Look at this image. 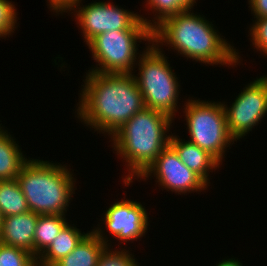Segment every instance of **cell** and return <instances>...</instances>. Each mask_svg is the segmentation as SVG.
<instances>
[{
	"mask_svg": "<svg viewBox=\"0 0 267 266\" xmlns=\"http://www.w3.org/2000/svg\"><path fill=\"white\" fill-rule=\"evenodd\" d=\"M77 104V118L94 131L112 136L145 108L133 73L88 71Z\"/></svg>",
	"mask_w": 267,
	"mask_h": 266,
	"instance_id": "obj_1",
	"label": "cell"
},
{
	"mask_svg": "<svg viewBox=\"0 0 267 266\" xmlns=\"http://www.w3.org/2000/svg\"><path fill=\"white\" fill-rule=\"evenodd\" d=\"M191 11L189 9L165 19L152 31V41L157 46L169 45L168 47L187 57V60L191 58L213 66L238 65L241 56L234 46L218 34L212 22L209 23L204 15H194Z\"/></svg>",
	"mask_w": 267,
	"mask_h": 266,
	"instance_id": "obj_2",
	"label": "cell"
},
{
	"mask_svg": "<svg viewBox=\"0 0 267 266\" xmlns=\"http://www.w3.org/2000/svg\"><path fill=\"white\" fill-rule=\"evenodd\" d=\"M172 122L167 114L145 107L110 137L113 150L127 163L124 186L138 178L169 145L171 134L167 132Z\"/></svg>",
	"mask_w": 267,
	"mask_h": 266,
	"instance_id": "obj_3",
	"label": "cell"
},
{
	"mask_svg": "<svg viewBox=\"0 0 267 266\" xmlns=\"http://www.w3.org/2000/svg\"><path fill=\"white\" fill-rule=\"evenodd\" d=\"M68 169L60 163L29 158L16 179L30 211L38 215H66L76 190L75 178Z\"/></svg>",
	"mask_w": 267,
	"mask_h": 266,
	"instance_id": "obj_4",
	"label": "cell"
},
{
	"mask_svg": "<svg viewBox=\"0 0 267 266\" xmlns=\"http://www.w3.org/2000/svg\"><path fill=\"white\" fill-rule=\"evenodd\" d=\"M146 47L137 56L139 72L137 76L134 75L145 107L167 114L174 120L180 90L178 78L161 51V46L152 41Z\"/></svg>",
	"mask_w": 267,
	"mask_h": 266,
	"instance_id": "obj_5",
	"label": "cell"
},
{
	"mask_svg": "<svg viewBox=\"0 0 267 266\" xmlns=\"http://www.w3.org/2000/svg\"><path fill=\"white\" fill-rule=\"evenodd\" d=\"M184 104L183 113L190 134L188 141L207 151L222 164L226 148L235 141L228 131L223 102L187 99Z\"/></svg>",
	"mask_w": 267,
	"mask_h": 266,
	"instance_id": "obj_6",
	"label": "cell"
},
{
	"mask_svg": "<svg viewBox=\"0 0 267 266\" xmlns=\"http://www.w3.org/2000/svg\"><path fill=\"white\" fill-rule=\"evenodd\" d=\"M141 40L152 43V30H114L97 35L87 46L92 52L93 60L99 64L88 71L133 73V68L138 63L136 56L140 54L137 53V42H142Z\"/></svg>",
	"mask_w": 267,
	"mask_h": 266,
	"instance_id": "obj_7",
	"label": "cell"
},
{
	"mask_svg": "<svg viewBox=\"0 0 267 266\" xmlns=\"http://www.w3.org/2000/svg\"><path fill=\"white\" fill-rule=\"evenodd\" d=\"M82 0L73 1L63 12L74 11V16L79 24L88 44L97 35L114 30H152L150 19L142 15L118 7L109 2H91L88 5L80 3ZM78 7V8H77ZM78 9V10H76ZM77 14V15H76Z\"/></svg>",
	"mask_w": 267,
	"mask_h": 266,
	"instance_id": "obj_8",
	"label": "cell"
},
{
	"mask_svg": "<svg viewBox=\"0 0 267 266\" xmlns=\"http://www.w3.org/2000/svg\"><path fill=\"white\" fill-rule=\"evenodd\" d=\"M230 136L240 140L260 124L267 113V75L250 82L230 107L223 103Z\"/></svg>",
	"mask_w": 267,
	"mask_h": 266,
	"instance_id": "obj_9",
	"label": "cell"
},
{
	"mask_svg": "<svg viewBox=\"0 0 267 266\" xmlns=\"http://www.w3.org/2000/svg\"><path fill=\"white\" fill-rule=\"evenodd\" d=\"M154 175L156 182L167 191L181 195L207 189V184L182 163L176 151L168 145L148 168L138 177L147 179ZM158 179V180H157Z\"/></svg>",
	"mask_w": 267,
	"mask_h": 266,
	"instance_id": "obj_10",
	"label": "cell"
},
{
	"mask_svg": "<svg viewBox=\"0 0 267 266\" xmlns=\"http://www.w3.org/2000/svg\"><path fill=\"white\" fill-rule=\"evenodd\" d=\"M148 218L141 203L123 199L106 209L102 221L106 230L121 241V245L123 242L137 241L145 236L149 225Z\"/></svg>",
	"mask_w": 267,
	"mask_h": 266,
	"instance_id": "obj_11",
	"label": "cell"
},
{
	"mask_svg": "<svg viewBox=\"0 0 267 266\" xmlns=\"http://www.w3.org/2000/svg\"><path fill=\"white\" fill-rule=\"evenodd\" d=\"M38 217L32 211L2 217L0 243L24 249L34 255V234Z\"/></svg>",
	"mask_w": 267,
	"mask_h": 266,
	"instance_id": "obj_12",
	"label": "cell"
},
{
	"mask_svg": "<svg viewBox=\"0 0 267 266\" xmlns=\"http://www.w3.org/2000/svg\"><path fill=\"white\" fill-rule=\"evenodd\" d=\"M94 228L81 239L75 249L59 260L54 266H97L99 256L110 243L104 236L103 228Z\"/></svg>",
	"mask_w": 267,
	"mask_h": 266,
	"instance_id": "obj_13",
	"label": "cell"
},
{
	"mask_svg": "<svg viewBox=\"0 0 267 266\" xmlns=\"http://www.w3.org/2000/svg\"><path fill=\"white\" fill-rule=\"evenodd\" d=\"M178 137V135L173 136L172 134L169 145L176 151L182 163L209 185V171L219 168L220 163L196 144L190 141H183Z\"/></svg>",
	"mask_w": 267,
	"mask_h": 266,
	"instance_id": "obj_14",
	"label": "cell"
},
{
	"mask_svg": "<svg viewBox=\"0 0 267 266\" xmlns=\"http://www.w3.org/2000/svg\"><path fill=\"white\" fill-rule=\"evenodd\" d=\"M86 234L67 223L51 245L37 258V266H54L71 253Z\"/></svg>",
	"mask_w": 267,
	"mask_h": 266,
	"instance_id": "obj_15",
	"label": "cell"
},
{
	"mask_svg": "<svg viewBox=\"0 0 267 266\" xmlns=\"http://www.w3.org/2000/svg\"><path fill=\"white\" fill-rule=\"evenodd\" d=\"M2 128L0 126V181L16 179L29 160L14 141L16 139Z\"/></svg>",
	"mask_w": 267,
	"mask_h": 266,
	"instance_id": "obj_16",
	"label": "cell"
},
{
	"mask_svg": "<svg viewBox=\"0 0 267 266\" xmlns=\"http://www.w3.org/2000/svg\"><path fill=\"white\" fill-rule=\"evenodd\" d=\"M65 215H39L34 234V256L38 258L68 223Z\"/></svg>",
	"mask_w": 267,
	"mask_h": 266,
	"instance_id": "obj_17",
	"label": "cell"
},
{
	"mask_svg": "<svg viewBox=\"0 0 267 266\" xmlns=\"http://www.w3.org/2000/svg\"><path fill=\"white\" fill-rule=\"evenodd\" d=\"M30 211L17 179L0 181L1 217L19 215Z\"/></svg>",
	"mask_w": 267,
	"mask_h": 266,
	"instance_id": "obj_18",
	"label": "cell"
},
{
	"mask_svg": "<svg viewBox=\"0 0 267 266\" xmlns=\"http://www.w3.org/2000/svg\"><path fill=\"white\" fill-rule=\"evenodd\" d=\"M197 0H146L148 9L156 13L152 20V31L160 25L165 19L178 13L193 9ZM157 15V16H156ZM157 22H156V21Z\"/></svg>",
	"mask_w": 267,
	"mask_h": 266,
	"instance_id": "obj_19",
	"label": "cell"
},
{
	"mask_svg": "<svg viewBox=\"0 0 267 266\" xmlns=\"http://www.w3.org/2000/svg\"><path fill=\"white\" fill-rule=\"evenodd\" d=\"M0 266H37V258L24 249L0 243Z\"/></svg>",
	"mask_w": 267,
	"mask_h": 266,
	"instance_id": "obj_20",
	"label": "cell"
},
{
	"mask_svg": "<svg viewBox=\"0 0 267 266\" xmlns=\"http://www.w3.org/2000/svg\"><path fill=\"white\" fill-rule=\"evenodd\" d=\"M107 245L101 252L97 266H139L135 260L134 255L130 254L128 250L124 248L120 250H114ZM111 249V250H110Z\"/></svg>",
	"mask_w": 267,
	"mask_h": 266,
	"instance_id": "obj_21",
	"label": "cell"
},
{
	"mask_svg": "<svg viewBox=\"0 0 267 266\" xmlns=\"http://www.w3.org/2000/svg\"><path fill=\"white\" fill-rule=\"evenodd\" d=\"M17 8L12 1L0 0V38L12 36L17 26Z\"/></svg>",
	"mask_w": 267,
	"mask_h": 266,
	"instance_id": "obj_22",
	"label": "cell"
},
{
	"mask_svg": "<svg viewBox=\"0 0 267 266\" xmlns=\"http://www.w3.org/2000/svg\"><path fill=\"white\" fill-rule=\"evenodd\" d=\"M252 45L260 51L261 54L267 55V17L256 18L254 24L249 28ZM263 52V53H262Z\"/></svg>",
	"mask_w": 267,
	"mask_h": 266,
	"instance_id": "obj_23",
	"label": "cell"
},
{
	"mask_svg": "<svg viewBox=\"0 0 267 266\" xmlns=\"http://www.w3.org/2000/svg\"><path fill=\"white\" fill-rule=\"evenodd\" d=\"M254 18L267 17V0H248Z\"/></svg>",
	"mask_w": 267,
	"mask_h": 266,
	"instance_id": "obj_24",
	"label": "cell"
},
{
	"mask_svg": "<svg viewBox=\"0 0 267 266\" xmlns=\"http://www.w3.org/2000/svg\"><path fill=\"white\" fill-rule=\"evenodd\" d=\"M50 10L57 14H62L63 11L75 0H47Z\"/></svg>",
	"mask_w": 267,
	"mask_h": 266,
	"instance_id": "obj_25",
	"label": "cell"
},
{
	"mask_svg": "<svg viewBox=\"0 0 267 266\" xmlns=\"http://www.w3.org/2000/svg\"><path fill=\"white\" fill-rule=\"evenodd\" d=\"M216 266H243V264L238 261V259L236 260L235 258H231L227 260L223 259L218 264H216Z\"/></svg>",
	"mask_w": 267,
	"mask_h": 266,
	"instance_id": "obj_26",
	"label": "cell"
},
{
	"mask_svg": "<svg viewBox=\"0 0 267 266\" xmlns=\"http://www.w3.org/2000/svg\"><path fill=\"white\" fill-rule=\"evenodd\" d=\"M1 219H2V217L0 215V233H1Z\"/></svg>",
	"mask_w": 267,
	"mask_h": 266,
	"instance_id": "obj_27",
	"label": "cell"
}]
</instances>
